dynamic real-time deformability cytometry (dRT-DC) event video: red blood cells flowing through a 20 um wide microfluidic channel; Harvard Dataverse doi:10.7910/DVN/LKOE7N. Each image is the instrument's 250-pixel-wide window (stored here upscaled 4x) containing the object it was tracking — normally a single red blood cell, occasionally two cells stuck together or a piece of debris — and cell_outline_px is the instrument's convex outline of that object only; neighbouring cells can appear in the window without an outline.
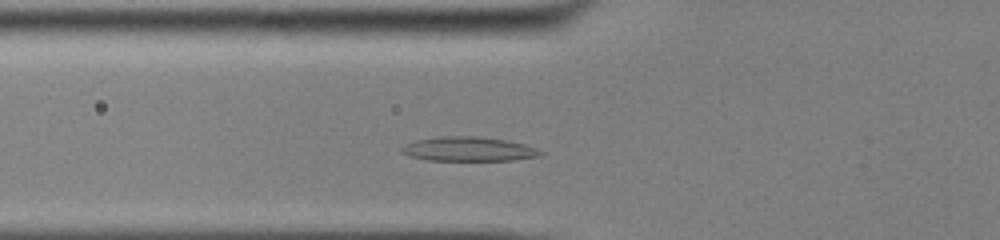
{"species": "common noctule bat (a hibernating species)", "species_latin": "Nyctalus noctula", "temperature_condition": "cold", "stored_images_in_passage": 41, "camera_frame_rate_fps": 3000, "um_per_image_px": 0.085, "animal": {"sex": "male", "body_mass_g": 13.0, "forearm_length_mm": 53.1}, "frame": {"image": 1, "passage_image": 8, "time_ms": 2.333, "image_size_px": [1000, 240], "cell_outline_px": [[544, 152], [540, 156], [512, 160], [424, 160], [408, 156], [400, 152], [400, 148], [404, 144], [416, 140], [436, 136], [476, 136], [508, 140], [524, 144], [536, 148]], "centroid_in_image_um": [39.78, 12.66], "position_along_channel_um": 86.0, "area_um2": 19.88}}
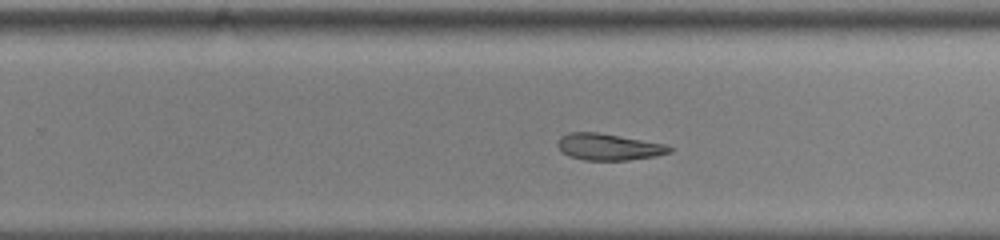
{"frame": {"image": 2, "passage_image": 23, "time_ms": 7.333, "image_size_px": [1000, 240], "cell_outline_px": [[672, 152], [656, 156], [628, 160], [584, 160], [568, 156], [560, 152], [556, 144], [556, 140], [560, 136], [568, 132], [596, 132], [620, 136], [664, 144], [672, 148]], "centroid_in_image_um": [51.65, 12.49], "position_along_channel_um": 278.1, "area_um2": 17.46}}
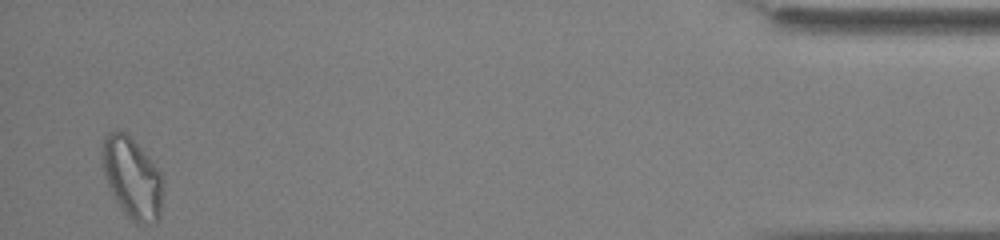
{"frame": {"image": 3, "passage_image": 40, "time_ms": 13.0, "image_size_px": [1000, 240], "cell_outline_px": [[160, 220], [156, 224], [140, 224], [132, 220], [124, 212], [116, 200], [104, 176], [100, 152], [104, 136], [108, 132], [116, 128], [124, 132], [152, 160], [160, 172]], "centroid_in_image_um": [11.18, 15.09], "position_along_channel_um": 424.0, "area_um2": 28.38}}